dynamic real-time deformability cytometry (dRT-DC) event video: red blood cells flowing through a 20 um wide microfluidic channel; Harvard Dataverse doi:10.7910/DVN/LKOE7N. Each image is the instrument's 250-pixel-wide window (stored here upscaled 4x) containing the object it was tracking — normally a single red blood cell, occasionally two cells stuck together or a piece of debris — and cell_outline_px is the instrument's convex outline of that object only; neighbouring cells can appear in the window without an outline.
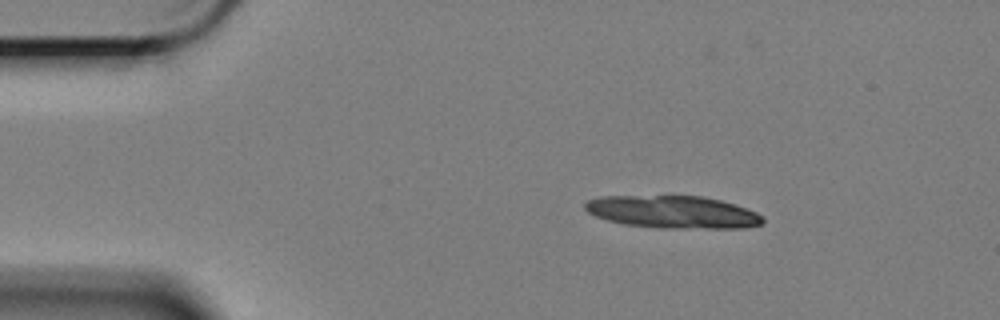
{"species": "Egyptian fruit bat (a non-hibernating species)", "species_latin": "Rousettus aegyptiacus", "temperature_condition": "cold", "stored_images_in_passage": 36, "camera_frame_rate_fps": 3000, "um_per_image_px": 0.085, "animal": {"sex": "female"}, "frame": {"image": 1, "passage_image": 1, "time_ms": 0.0, "image_size_px": [1000, 320], "cell_outline_px": [[764, 224], [744, 228], [656, 228], [624, 224], [608, 220], [596, 216], [588, 212], [584, 208], [584, 204], [588, 200], [600, 196], [704, 196], [736, 204], [756, 212], [764, 216]], "centroid_in_image_um": [57.23, 18.02], "position_along_channel_um": 27.8, "area_um2": 33.93}}
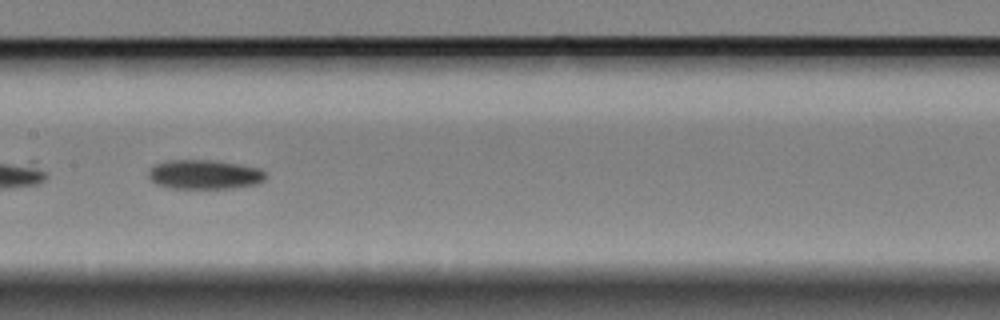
{"frame": {"image": 2, "passage_image": 21, "time_ms": 6.667, "image_size_px": [1000, 320], "cell_outline_px": [[268, 176], [260, 184], [232, 188], [168, 188], [156, 184], [148, 176], [148, 168], [156, 164], [168, 160], [216, 160], [240, 164], [260, 168]], "centroid_in_image_um": [17.4, 14.83], "position_along_channel_um": 190.0, "area_um2": 20.35}}
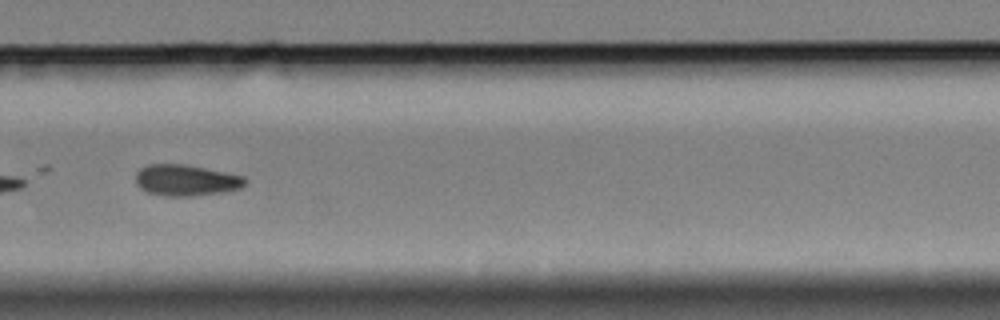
{"frame": {"image": 3, "passage_image": 32, "time_ms": 10.333, "image_size_px": [1000, 320], "cell_outline_px": [[248, 180], [240, 188], [224, 192], [192, 196], [164, 196], [148, 192], [140, 188], [136, 184], [136, 172], [140, 168], [148, 164], [188, 164], [244, 176]], "centroid_in_image_um": [15.81, 15.31], "position_along_channel_um": 314.0, "area_um2": 20.06}}